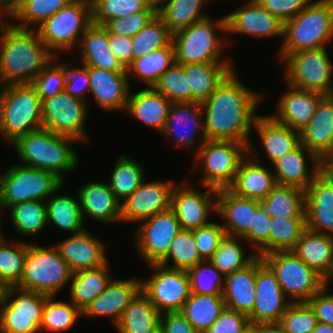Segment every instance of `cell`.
Returning <instances> with one entry per match:
<instances>
[{
    "label": "cell",
    "instance_id": "6da1fadb",
    "mask_svg": "<svg viewBox=\"0 0 333 333\" xmlns=\"http://www.w3.org/2000/svg\"><path fill=\"white\" fill-rule=\"evenodd\" d=\"M264 92H254L233 69L201 103L206 140L252 142L251 131L259 116L257 107ZM257 110V111H256Z\"/></svg>",
    "mask_w": 333,
    "mask_h": 333
},
{
    "label": "cell",
    "instance_id": "7a4b0ae2",
    "mask_svg": "<svg viewBox=\"0 0 333 333\" xmlns=\"http://www.w3.org/2000/svg\"><path fill=\"white\" fill-rule=\"evenodd\" d=\"M53 57L35 27L0 23V86L30 84Z\"/></svg>",
    "mask_w": 333,
    "mask_h": 333
},
{
    "label": "cell",
    "instance_id": "3957f363",
    "mask_svg": "<svg viewBox=\"0 0 333 333\" xmlns=\"http://www.w3.org/2000/svg\"><path fill=\"white\" fill-rule=\"evenodd\" d=\"M74 138L39 129L17 137L13 149L21 159L20 164L55 173L65 182L66 172L79 166V156L72 144ZM64 175V176H63Z\"/></svg>",
    "mask_w": 333,
    "mask_h": 333
},
{
    "label": "cell",
    "instance_id": "277c9868",
    "mask_svg": "<svg viewBox=\"0 0 333 333\" xmlns=\"http://www.w3.org/2000/svg\"><path fill=\"white\" fill-rule=\"evenodd\" d=\"M279 61L304 50L326 47L333 38V0L311 1L298 15L284 22Z\"/></svg>",
    "mask_w": 333,
    "mask_h": 333
},
{
    "label": "cell",
    "instance_id": "5b68a950",
    "mask_svg": "<svg viewBox=\"0 0 333 333\" xmlns=\"http://www.w3.org/2000/svg\"><path fill=\"white\" fill-rule=\"evenodd\" d=\"M211 16L172 35L175 61L178 64L232 63L222 59L226 38L219 33H227L225 15L213 20ZM225 41V42H224Z\"/></svg>",
    "mask_w": 333,
    "mask_h": 333
},
{
    "label": "cell",
    "instance_id": "8992f818",
    "mask_svg": "<svg viewBox=\"0 0 333 333\" xmlns=\"http://www.w3.org/2000/svg\"><path fill=\"white\" fill-rule=\"evenodd\" d=\"M41 104L39 95L30 84L0 87V134L6 144L42 128Z\"/></svg>",
    "mask_w": 333,
    "mask_h": 333
},
{
    "label": "cell",
    "instance_id": "52a82bcc",
    "mask_svg": "<svg viewBox=\"0 0 333 333\" xmlns=\"http://www.w3.org/2000/svg\"><path fill=\"white\" fill-rule=\"evenodd\" d=\"M73 272L54 245L28 243L24 272L16 285L21 289L55 296L72 279Z\"/></svg>",
    "mask_w": 333,
    "mask_h": 333
},
{
    "label": "cell",
    "instance_id": "ba28073f",
    "mask_svg": "<svg viewBox=\"0 0 333 333\" xmlns=\"http://www.w3.org/2000/svg\"><path fill=\"white\" fill-rule=\"evenodd\" d=\"M194 155L193 170L200 166L204 172L198 182L201 187L228 189L241 161L248 155V145L235 141L206 140Z\"/></svg>",
    "mask_w": 333,
    "mask_h": 333
},
{
    "label": "cell",
    "instance_id": "9c48e42d",
    "mask_svg": "<svg viewBox=\"0 0 333 333\" xmlns=\"http://www.w3.org/2000/svg\"><path fill=\"white\" fill-rule=\"evenodd\" d=\"M64 183L50 171L23 164L12 165L1 174L0 210L26 201H46Z\"/></svg>",
    "mask_w": 333,
    "mask_h": 333
},
{
    "label": "cell",
    "instance_id": "30bf717a",
    "mask_svg": "<svg viewBox=\"0 0 333 333\" xmlns=\"http://www.w3.org/2000/svg\"><path fill=\"white\" fill-rule=\"evenodd\" d=\"M262 259L275 274L291 303H307L323 289L322 276L291 251L271 252L262 256Z\"/></svg>",
    "mask_w": 333,
    "mask_h": 333
},
{
    "label": "cell",
    "instance_id": "8fae6325",
    "mask_svg": "<svg viewBox=\"0 0 333 333\" xmlns=\"http://www.w3.org/2000/svg\"><path fill=\"white\" fill-rule=\"evenodd\" d=\"M91 24V4L85 0H72L39 26L37 32L44 45L54 55H59L60 51L78 47L80 36Z\"/></svg>",
    "mask_w": 333,
    "mask_h": 333
},
{
    "label": "cell",
    "instance_id": "7c38bea8",
    "mask_svg": "<svg viewBox=\"0 0 333 333\" xmlns=\"http://www.w3.org/2000/svg\"><path fill=\"white\" fill-rule=\"evenodd\" d=\"M283 81L303 90L333 95V63L326 47L304 50L284 60Z\"/></svg>",
    "mask_w": 333,
    "mask_h": 333
},
{
    "label": "cell",
    "instance_id": "4fadbf2b",
    "mask_svg": "<svg viewBox=\"0 0 333 333\" xmlns=\"http://www.w3.org/2000/svg\"><path fill=\"white\" fill-rule=\"evenodd\" d=\"M47 297L16 286L6 287L0 305V333H38Z\"/></svg>",
    "mask_w": 333,
    "mask_h": 333
},
{
    "label": "cell",
    "instance_id": "5bb4252c",
    "mask_svg": "<svg viewBox=\"0 0 333 333\" xmlns=\"http://www.w3.org/2000/svg\"><path fill=\"white\" fill-rule=\"evenodd\" d=\"M147 266L152 270L151 278L141 280V292L160 313L181 311L191 294L187 270Z\"/></svg>",
    "mask_w": 333,
    "mask_h": 333
},
{
    "label": "cell",
    "instance_id": "9a60e30c",
    "mask_svg": "<svg viewBox=\"0 0 333 333\" xmlns=\"http://www.w3.org/2000/svg\"><path fill=\"white\" fill-rule=\"evenodd\" d=\"M65 91L42 100V128L52 133L74 138L78 143L88 138L86 118L88 104Z\"/></svg>",
    "mask_w": 333,
    "mask_h": 333
},
{
    "label": "cell",
    "instance_id": "2e32d148",
    "mask_svg": "<svg viewBox=\"0 0 333 333\" xmlns=\"http://www.w3.org/2000/svg\"><path fill=\"white\" fill-rule=\"evenodd\" d=\"M135 246L140 259L147 265L159 264L168 254L170 246L182 229L175 213L168 209L137 223Z\"/></svg>",
    "mask_w": 333,
    "mask_h": 333
},
{
    "label": "cell",
    "instance_id": "e0dca14e",
    "mask_svg": "<svg viewBox=\"0 0 333 333\" xmlns=\"http://www.w3.org/2000/svg\"><path fill=\"white\" fill-rule=\"evenodd\" d=\"M187 182L175 184L170 209L175 213L182 229L194 230L209 224L210 214H216L217 190L207 187L202 193L192 185H187Z\"/></svg>",
    "mask_w": 333,
    "mask_h": 333
},
{
    "label": "cell",
    "instance_id": "ac0fdd59",
    "mask_svg": "<svg viewBox=\"0 0 333 333\" xmlns=\"http://www.w3.org/2000/svg\"><path fill=\"white\" fill-rule=\"evenodd\" d=\"M173 180H146L123 202H121V221L139 223L144 219L171 208Z\"/></svg>",
    "mask_w": 333,
    "mask_h": 333
},
{
    "label": "cell",
    "instance_id": "d6986e66",
    "mask_svg": "<svg viewBox=\"0 0 333 333\" xmlns=\"http://www.w3.org/2000/svg\"><path fill=\"white\" fill-rule=\"evenodd\" d=\"M202 105L198 102L171 103L167 121L162 131L163 135L172 138L177 147L193 148L198 134V144H195L194 153L206 141L204 133ZM202 132V133H201ZM201 133V134H200ZM195 135V136H194ZM196 139V140H195ZM197 147V148H196Z\"/></svg>",
    "mask_w": 333,
    "mask_h": 333
},
{
    "label": "cell",
    "instance_id": "ffe728a7",
    "mask_svg": "<svg viewBox=\"0 0 333 333\" xmlns=\"http://www.w3.org/2000/svg\"><path fill=\"white\" fill-rule=\"evenodd\" d=\"M290 304L275 274L263 263L255 274V300L249 322H280Z\"/></svg>",
    "mask_w": 333,
    "mask_h": 333
},
{
    "label": "cell",
    "instance_id": "44dd1931",
    "mask_svg": "<svg viewBox=\"0 0 333 333\" xmlns=\"http://www.w3.org/2000/svg\"><path fill=\"white\" fill-rule=\"evenodd\" d=\"M227 34H244L258 38L283 37L284 23L262 7L256 0L225 15Z\"/></svg>",
    "mask_w": 333,
    "mask_h": 333
},
{
    "label": "cell",
    "instance_id": "7402d4cb",
    "mask_svg": "<svg viewBox=\"0 0 333 333\" xmlns=\"http://www.w3.org/2000/svg\"><path fill=\"white\" fill-rule=\"evenodd\" d=\"M253 144L248 145V155L239 165L235 179L228 188L235 195L261 200L277 185L273 171L258 162L260 160Z\"/></svg>",
    "mask_w": 333,
    "mask_h": 333
},
{
    "label": "cell",
    "instance_id": "603a6c76",
    "mask_svg": "<svg viewBox=\"0 0 333 333\" xmlns=\"http://www.w3.org/2000/svg\"><path fill=\"white\" fill-rule=\"evenodd\" d=\"M90 93L105 111H126L131 84L127 72H113L88 66Z\"/></svg>",
    "mask_w": 333,
    "mask_h": 333
},
{
    "label": "cell",
    "instance_id": "cb8c5ba5",
    "mask_svg": "<svg viewBox=\"0 0 333 333\" xmlns=\"http://www.w3.org/2000/svg\"><path fill=\"white\" fill-rule=\"evenodd\" d=\"M287 91L277 103V113L269 115L274 121L301 132L310 122L319 101L325 96L316 91L295 88L285 82Z\"/></svg>",
    "mask_w": 333,
    "mask_h": 333
},
{
    "label": "cell",
    "instance_id": "d4e9b609",
    "mask_svg": "<svg viewBox=\"0 0 333 333\" xmlns=\"http://www.w3.org/2000/svg\"><path fill=\"white\" fill-rule=\"evenodd\" d=\"M104 245L87 229L54 244L61 258L69 265L73 273L98 268L109 262Z\"/></svg>",
    "mask_w": 333,
    "mask_h": 333
},
{
    "label": "cell",
    "instance_id": "484cf974",
    "mask_svg": "<svg viewBox=\"0 0 333 333\" xmlns=\"http://www.w3.org/2000/svg\"><path fill=\"white\" fill-rule=\"evenodd\" d=\"M140 291L141 279H111L104 291L85 308L82 316H108L112 324L116 325L126 307Z\"/></svg>",
    "mask_w": 333,
    "mask_h": 333
},
{
    "label": "cell",
    "instance_id": "4316f807",
    "mask_svg": "<svg viewBox=\"0 0 333 333\" xmlns=\"http://www.w3.org/2000/svg\"><path fill=\"white\" fill-rule=\"evenodd\" d=\"M259 200L243 198L229 189H219L216 194V215L226 221L222 227L227 236L243 237L253 227L254 214Z\"/></svg>",
    "mask_w": 333,
    "mask_h": 333
},
{
    "label": "cell",
    "instance_id": "83f0119b",
    "mask_svg": "<svg viewBox=\"0 0 333 333\" xmlns=\"http://www.w3.org/2000/svg\"><path fill=\"white\" fill-rule=\"evenodd\" d=\"M307 155V156H306ZM308 158V160L306 159ZM311 163L310 171L307 165ZM274 175L278 185L294 186L306 191L319 174V158L301 143L274 164Z\"/></svg>",
    "mask_w": 333,
    "mask_h": 333
},
{
    "label": "cell",
    "instance_id": "f1b7e54d",
    "mask_svg": "<svg viewBox=\"0 0 333 333\" xmlns=\"http://www.w3.org/2000/svg\"><path fill=\"white\" fill-rule=\"evenodd\" d=\"M84 221L85 216L100 223L121 222V204L103 181H90L78 189L77 196Z\"/></svg>",
    "mask_w": 333,
    "mask_h": 333
},
{
    "label": "cell",
    "instance_id": "f546056e",
    "mask_svg": "<svg viewBox=\"0 0 333 333\" xmlns=\"http://www.w3.org/2000/svg\"><path fill=\"white\" fill-rule=\"evenodd\" d=\"M257 256L244 268L224 276L222 296L225 307L246 315L251 314L255 300V274L263 264Z\"/></svg>",
    "mask_w": 333,
    "mask_h": 333
},
{
    "label": "cell",
    "instance_id": "4dcf8cb0",
    "mask_svg": "<svg viewBox=\"0 0 333 333\" xmlns=\"http://www.w3.org/2000/svg\"><path fill=\"white\" fill-rule=\"evenodd\" d=\"M306 228L333 236V188L319 174L305 191Z\"/></svg>",
    "mask_w": 333,
    "mask_h": 333
},
{
    "label": "cell",
    "instance_id": "1f68e13d",
    "mask_svg": "<svg viewBox=\"0 0 333 333\" xmlns=\"http://www.w3.org/2000/svg\"><path fill=\"white\" fill-rule=\"evenodd\" d=\"M300 138L301 144L319 159L333 155V95H325L319 101Z\"/></svg>",
    "mask_w": 333,
    "mask_h": 333
},
{
    "label": "cell",
    "instance_id": "d6a6232c",
    "mask_svg": "<svg viewBox=\"0 0 333 333\" xmlns=\"http://www.w3.org/2000/svg\"><path fill=\"white\" fill-rule=\"evenodd\" d=\"M79 54L83 63L113 72H127L118 62L109 45V33L102 25L91 24L81 36Z\"/></svg>",
    "mask_w": 333,
    "mask_h": 333
},
{
    "label": "cell",
    "instance_id": "836d02e7",
    "mask_svg": "<svg viewBox=\"0 0 333 333\" xmlns=\"http://www.w3.org/2000/svg\"><path fill=\"white\" fill-rule=\"evenodd\" d=\"M258 139L272 165L300 143V132L274 121L269 115H259L254 123Z\"/></svg>",
    "mask_w": 333,
    "mask_h": 333
},
{
    "label": "cell",
    "instance_id": "e575fe53",
    "mask_svg": "<svg viewBox=\"0 0 333 333\" xmlns=\"http://www.w3.org/2000/svg\"><path fill=\"white\" fill-rule=\"evenodd\" d=\"M171 101L153 87L130 92L126 113L146 126L162 132L168 117Z\"/></svg>",
    "mask_w": 333,
    "mask_h": 333
},
{
    "label": "cell",
    "instance_id": "d590c367",
    "mask_svg": "<svg viewBox=\"0 0 333 333\" xmlns=\"http://www.w3.org/2000/svg\"><path fill=\"white\" fill-rule=\"evenodd\" d=\"M191 88V102L202 103L215 91L222 80L235 69L233 63L184 64Z\"/></svg>",
    "mask_w": 333,
    "mask_h": 333
},
{
    "label": "cell",
    "instance_id": "8d00e7d4",
    "mask_svg": "<svg viewBox=\"0 0 333 333\" xmlns=\"http://www.w3.org/2000/svg\"><path fill=\"white\" fill-rule=\"evenodd\" d=\"M109 263L94 268L74 272L70 286V301L83 312L113 279L109 274Z\"/></svg>",
    "mask_w": 333,
    "mask_h": 333
},
{
    "label": "cell",
    "instance_id": "74e56055",
    "mask_svg": "<svg viewBox=\"0 0 333 333\" xmlns=\"http://www.w3.org/2000/svg\"><path fill=\"white\" fill-rule=\"evenodd\" d=\"M291 252L323 277L333 257V236L306 229Z\"/></svg>",
    "mask_w": 333,
    "mask_h": 333
},
{
    "label": "cell",
    "instance_id": "f35d334b",
    "mask_svg": "<svg viewBox=\"0 0 333 333\" xmlns=\"http://www.w3.org/2000/svg\"><path fill=\"white\" fill-rule=\"evenodd\" d=\"M259 205L271 217L306 218L305 191L298 187L277 184Z\"/></svg>",
    "mask_w": 333,
    "mask_h": 333
},
{
    "label": "cell",
    "instance_id": "ab89813d",
    "mask_svg": "<svg viewBox=\"0 0 333 333\" xmlns=\"http://www.w3.org/2000/svg\"><path fill=\"white\" fill-rule=\"evenodd\" d=\"M62 186L49 196L46 203L47 225L53 223L59 229L76 234L84 231L83 215L81 212L79 198L74 196L60 195ZM59 195V196H58Z\"/></svg>",
    "mask_w": 333,
    "mask_h": 333
},
{
    "label": "cell",
    "instance_id": "60d3db41",
    "mask_svg": "<svg viewBox=\"0 0 333 333\" xmlns=\"http://www.w3.org/2000/svg\"><path fill=\"white\" fill-rule=\"evenodd\" d=\"M161 313L140 291L115 325L119 333H148L160 324Z\"/></svg>",
    "mask_w": 333,
    "mask_h": 333
},
{
    "label": "cell",
    "instance_id": "b9f144b4",
    "mask_svg": "<svg viewBox=\"0 0 333 333\" xmlns=\"http://www.w3.org/2000/svg\"><path fill=\"white\" fill-rule=\"evenodd\" d=\"M174 63H176L175 50L173 43H171L166 47L152 51L144 57L134 59L127 68V74L129 80L132 76L144 84L145 88H151Z\"/></svg>",
    "mask_w": 333,
    "mask_h": 333
},
{
    "label": "cell",
    "instance_id": "7bdbcfd3",
    "mask_svg": "<svg viewBox=\"0 0 333 333\" xmlns=\"http://www.w3.org/2000/svg\"><path fill=\"white\" fill-rule=\"evenodd\" d=\"M225 308L222 295L191 293L181 310L198 333H205Z\"/></svg>",
    "mask_w": 333,
    "mask_h": 333
},
{
    "label": "cell",
    "instance_id": "ee69618b",
    "mask_svg": "<svg viewBox=\"0 0 333 333\" xmlns=\"http://www.w3.org/2000/svg\"><path fill=\"white\" fill-rule=\"evenodd\" d=\"M143 170L141 163L124 154L116 159L108 185L120 203L145 180Z\"/></svg>",
    "mask_w": 333,
    "mask_h": 333
},
{
    "label": "cell",
    "instance_id": "f6af8a7d",
    "mask_svg": "<svg viewBox=\"0 0 333 333\" xmlns=\"http://www.w3.org/2000/svg\"><path fill=\"white\" fill-rule=\"evenodd\" d=\"M209 1L211 0H168L158 15L174 33L209 17L203 12L204 5Z\"/></svg>",
    "mask_w": 333,
    "mask_h": 333
},
{
    "label": "cell",
    "instance_id": "bcb514c9",
    "mask_svg": "<svg viewBox=\"0 0 333 333\" xmlns=\"http://www.w3.org/2000/svg\"><path fill=\"white\" fill-rule=\"evenodd\" d=\"M15 232L19 235L35 236L40 234L47 225L45 201H26L8 208Z\"/></svg>",
    "mask_w": 333,
    "mask_h": 333
},
{
    "label": "cell",
    "instance_id": "7dc6e473",
    "mask_svg": "<svg viewBox=\"0 0 333 333\" xmlns=\"http://www.w3.org/2000/svg\"><path fill=\"white\" fill-rule=\"evenodd\" d=\"M0 235V282L5 287L16 286L23 276L25 260L28 250L27 242L7 241Z\"/></svg>",
    "mask_w": 333,
    "mask_h": 333
},
{
    "label": "cell",
    "instance_id": "c3c4849f",
    "mask_svg": "<svg viewBox=\"0 0 333 333\" xmlns=\"http://www.w3.org/2000/svg\"><path fill=\"white\" fill-rule=\"evenodd\" d=\"M173 33L165 26L162 18L156 14L132 39V62L152 51L172 43Z\"/></svg>",
    "mask_w": 333,
    "mask_h": 333
},
{
    "label": "cell",
    "instance_id": "681fc988",
    "mask_svg": "<svg viewBox=\"0 0 333 333\" xmlns=\"http://www.w3.org/2000/svg\"><path fill=\"white\" fill-rule=\"evenodd\" d=\"M55 296H48L42 312L40 331L61 333L73 328L82 312L71 302L56 301Z\"/></svg>",
    "mask_w": 333,
    "mask_h": 333
},
{
    "label": "cell",
    "instance_id": "f907efd6",
    "mask_svg": "<svg viewBox=\"0 0 333 333\" xmlns=\"http://www.w3.org/2000/svg\"><path fill=\"white\" fill-rule=\"evenodd\" d=\"M242 242L246 243L241 237L225 235L218 249L209 260L223 276L244 268L256 257L254 252L245 257V251L241 245Z\"/></svg>",
    "mask_w": 333,
    "mask_h": 333
},
{
    "label": "cell",
    "instance_id": "816d5d0a",
    "mask_svg": "<svg viewBox=\"0 0 333 333\" xmlns=\"http://www.w3.org/2000/svg\"><path fill=\"white\" fill-rule=\"evenodd\" d=\"M171 260L172 266L169 265ZM202 261L204 260L198 252L193 230L181 229L175 236L167 256L159 264L167 268L189 270Z\"/></svg>",
    "mask_w": 333,
    "mask_h": 333
},
{
    "label": "cell",
    "instance_id": "f5cc1de1",
    "mask_svg": "<svg viewBox=\"0 0 333 333\" xmlns=\"http://www.w3.org/2000/svg\"><path fill=\"white\" fill-rule=\"evenodd\" d=\"M71 1L72 0H28L8 21H13L11 23L20 28L34 29V25L38 28L48 18ZM16 21L19 23H16Z\"/></svg>",
    "mask_w": 333,
    "mask_h": 333
},
{
    "label": "cell",
    "instance_id": "db71d44e",
    "mask_svg": "<svg viewBox=\"0 0 333 333\" xmlns=\"http://www.w3.org/2000/svg\"><path fill=\"white\" fill-rule=\"evenodd\" d=\"M270 253L291 251L306 228V218H271Z\"/></svg>",
    "mask_w": 333,
    "mask_h": 333
},
{
    "label": "cell",
    "instance_id": "11a10c76",
    "mask_svg": "<svg viewBox=\"0 0 333 333\" xmlns=\"http://www.w3.org/2000/svg\"><path fill=\"white\" fill-rule=\"evenodd\" d=\"M139 11H154L143 0H95L91 4L92 23L103 25L111 19L123 18Z\"/></svg>",
    "mask_w": 333,
    "mask_h": 333
},
{
    "label": "cell",
    "instance_id": "9f6ffc18",
    "mask_svg": "<svg viewBox=\"0 0 333 333\" xmlns=\"http://www.w3.org/2000/svg\"><path fill=\"white\" fill-rule=\"evenodd\" d=\"M187 273L190 279L191 293L222 295L224 276L209 260L191 267Z\"/></svg>",
    "mask_w": 333,
    "mask_h": 333
},
{
    "label": "cell",
    "instance_id": "6f0895ef",
    "mask_svg": "<svg viewBox=\"0 0 333 333\" xmlns=\"http://www.w3.org/2000/svg\"><path fill=\"white\" fill-rule=\"evenodd\" d=\"M153 88L172 103L191 102V88L181 64L174 63L160 76Z\"/></svg>",
    "mask_w": 333,
    "mask_h": 333
},
{
    "label": "cell",
    "instance_id": "680465c9",
    "mask_svg": "<svg viewBox=\"0 0 333 333\" xmlns=\"http://www.w3.org/2000/svg\"><path fill=\"white\" fill-rule=\"evenodd\" d=\"M279 323L285 333H311L318 320L307 303H291Z\"/></svg>",
    "mask_w": 333,
    "mask_h": 333
},
{
    "label": "cell",
    "instance_id": "91938a15",
    "mask_svg": "<svg viewBox=\"0 0 333 333\" xmlns=\"http://www.w3.org/2000/svg\"><path fill=\"white\" fill-rule=\"evenodd\" d=\"M53 59L33 79L30 85L35 89L41 101L65 90V78L61 66Z\"/></svg>",
    "mask_w": 333,
    "mask_h": 333
},
{
    "label": "cell",
    "instance_id": "94428289",
    "mask_svg": "<svg viewBox=\"0 0 333 333\" xmlns=\"http://www.w3.org/2000/svg\"><path fill=\"white\" fill-rule=\"evenodd\" d=\"M271 218L259 207L254 214L253 227L242 237L257 256L270 253Z\"/></svg>",
    "mask_w": 333,
    "mask_h": 333
},
{
    "label": "cell",
    "instance_id": "6125c7cd",
    "mask_svg": "<svg viewBox=\"0 0 333 333\" xmlns=\"http://www.w3.org/2000/svg\"><path fill=\"white\" fill-rule=\"evenodd\" d=\"M59 55H54L53 59L58 61L65 78V92L70 96L82 99L88 102V93L90 94V81L88 75V66L82 63L80 67H72L68 62H59ZM88 92V93H87Z\"/></svg>",
    "mask_w": 333,
    "mask_h": 333
},
{
    "label": "cell",
    "instance_id": "be15d7a7",
    "mask_svg": "<svg viewBox=\"0 0 333 333\" xmlns=\"http://www.w3.org/2000/svg\"><path fill=\"white\" fill-rule=\"evenodd\" d=\"M155 11H139L123 18L111 19L102 26L109 34L133 37L156 15Z\"/></svg>",
    "mask_w": 333,
    "mask_h": 333
},
{
    "label": "cell",
    "instance_id": "e7e4bbea",
    "mask_svg": "<svg viewBox=\"0 0 333 333\" xmlns=\"http://www.w3.org/2000/svg\"><path fill=\"white\" fill-rule=\"evenodd\" d=\"M193 235L200 257L205 261L211 259L226 234L221 224L211 221L205 226L194 229Z\"/></svg>",
    "mask_w": 333,
    "mask_h": 333
},
{
    "label": "cell",
    "instance_id": "03108f58",
    "mask_svg": "<svg viewBox=\"0 0 333 333\" xmlns=\"http://www.w3.org/2000/svg\"><path fill=\"white\" fill-rule=\"evenodd\" d=\"M249 324L246 315L225 307L205 333H242Z\"/></svg>",
    "mask_w": 333,
    "mask_h": 333
},
{
    "label": "cell",
    "instance_id": "003e7915",
    "mask_svg": "<svg viewBox=\"0 0 333 333\" xmlns=\"http://www.w3.org/2000/svg\"><path fill=\"white\" fill-rule=\"evenodd\" d=\"M312 0H256L283 23L298 15Z\"/></svg>",
    "mask_w": 333,
    "mask_h": 333
},
{
    "label": "cell",
    "instance_id": "a7ac6f4b",
    "mask_svg": "<svg viewBox=\"0 0 333 333\" xmlns=\"http://www.w3.org/2000/svg\"><path fill=\"white\" fill-rule=\"evenodd\" d=\"M328 292V290L323 288L307 304L313 310L318 322L333 326V294H328Z\"/></svg>",
    "mask_w": 333,
    "mask_h": 333
},
{
    "label": "cell",
    "instance_id": "89a4df30",
    "mask_svg": "<svg viewBox=\"0 0 333 333\" xmlns=\"http://www.w3.org/2000/svg\"><path fill=\"white\" fill-rule=\"evenodd\" d=\"M160 324L164 333H198L181 311L161 313Z\"/></svg>",
    "mask_w": 333,
    "mask_h": 333
},
{
    "label": "cell",
    "instance_id": "2644e50d",
    "mask_svg": "<svg viewBox=\"0 0 333 333\" xmlns=\"http://www.w3.org/2000/svg\"><path fill=\"white\" fill-rule=\"evenodd\" d=\"M109 45L118 62L127 70L132 64V39L109 34Z\"/></svg>",
    "mask_w": 333,
    "mask_h": 333
},
{
    "label": "cell",
    "instance_id": "8c879c8a",
    "mask_svg": "<svg viewBox=\"0 0 333 333\" xmlns=\"http://www.w3.org/2000/svg\"><path fill=\"white\" fill-rule=\"evenodd\" d=\"M319 175L333 188V155L319 159Z\"/></svg>",
    "mask_w": 333,
    "mask_h": 333
},
{
    "label": "cell",
    "instance_id": "753ad0ef",
    "mask_svg": "<svg viewBox=\"0 0 333 333\" xmlns=\"http://www.w3.org/2000/svg\"><path fill=\"white\" fill-rule=\"evenodd\" d=\"M28 0H0V18L10 19ZM9 17V18H8Z\"/></svg>",
    "mask_w": 333,
    "mask_h": 333
},
{
    "label": "cell",
    "instance_id": "34e18365",
    "mask_svg": "<svg viewBox=\"0 0 333 333\" xmlns=\"http://www.w3.org/2000/svg\"><path fill=\"white\" fill-rule=\"evenodd\" d=\"M254 333H285L279 322L254 323Z\"/></svg>",
    "mask_w": 333,
    "mask_h": 333
},
{
    "label": "cell",
    "instance_id": "11e5206c",
    "mask_svg": "<svg viewBox=\"0 0 333 333\" xmlns=\"http://www.w3.org/2000/svg\"><path fill=\"white\" fill-rule=\"evenodd\" d=\"M323 279V288L326 290H330L329 285L333 282V257L330 261V265L325 275L322 277Z\"/></svg>",
    "mask_w": 333,
    "mask_h": 333
},
{
    "label": "cell",
    "instance_id": "2a66077c",
    "mask_svg": "<svg viewBox=\"0 0 333 333\" xmlns=\"http://www.w3.org/2000/svg\"><path fill=\"white\" fill-rule=\"evenodd\" d=\"M143 1L148 8L153 9L158 14V12L165 6L168 0H143Z\"/></svg>",
    "mask_w": 333,
    "mask_h": 333
},
{
    "label": "cell",
    "instance_id": "b9fcfbb0",
    "mask_svg": "<svg viewBox=\"0 0 333 333\" xmlns=\"http://www.w3.org/2000/svg\"><path fill=\"white\" fill-rule=\"evenodd\" d=\"M311 333H333V326L327 323L318 322L316 328Z\"/></svg>",
    "mask_w": 333,
    "mask_h": 333
},
{
    "label": "cell",
    "instance_id": "09005b40",
    "mask_svg": "<svg viewBox=\"0 0 333 333\" xmlns=\"http://www.w3.org/2000/svg\"><path fill=\"white\" fill-rule=\"evenodd\" d=\"M6 287L0 282V305L2 304L4 300V292Z\"/></svg>",
    "mask_w": 333,
    "mask_h": 333
},
{
    "label": "cell",
    "instance_id": "979ff035",
    "mask_svg": "<svg viewBox=\"0 0 333 333\" xmlns=\"http://www.w3.org/2000/svg\"><path fill=\"white\" fill-rule=\"evenodd\" d=\"M242 333H254V323H250Z\"/></svg>",
    "mask_w": 333,
    "mask_h": 333
},
{
    "label": "cell",
    "instance_id": "deb4b68c",
    "mask_svg": "<svg viewBox=\"0 0 333 333\" xmlns=\"http://www.w3.org/2000/svg\"><path fill=\"white\" fill-rule=\"evenodd\" d=\"M148 333H164L163 327L161 324H159L156 328L149 331Z\"/></svg>",
    "mask_w": 333,
    "mask_h": 333
},
{
    "label": "cell",
    "instance_id": "67dfc351",
    "mask_svg": "<svg viewBox=\"0 0 333 333\" xmlns=\"http://www.w3.org/2000/svg\"><path fill=\"white\" fill-rule=\"evenodd\" d=\"M87 3L92 4L95 0H85Z\"/></svg>",
    "mask_w": 333,
    "mask_h": 333
}]
</instances>
